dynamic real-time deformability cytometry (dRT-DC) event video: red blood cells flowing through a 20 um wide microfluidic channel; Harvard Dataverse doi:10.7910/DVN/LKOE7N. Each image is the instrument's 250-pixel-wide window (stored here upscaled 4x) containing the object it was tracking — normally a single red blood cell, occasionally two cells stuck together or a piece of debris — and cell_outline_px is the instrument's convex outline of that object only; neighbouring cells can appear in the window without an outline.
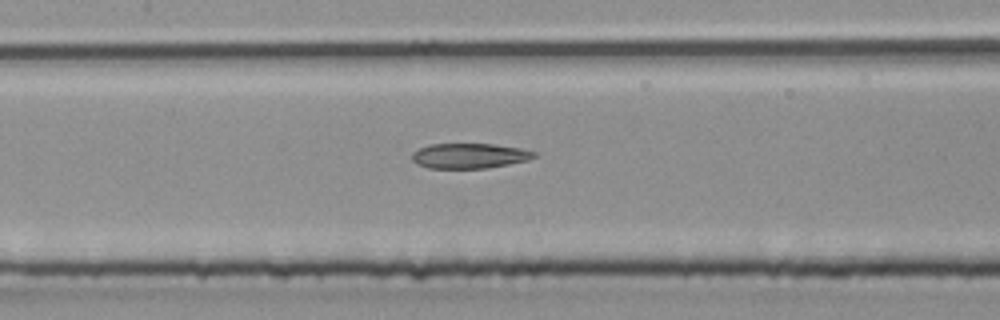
{"species": "common noctule bat (a hibernating species)", "species_latin": "Nyctalus noctula", "temperature_condition": "room temperature", "stored_images_in_passage": 50, "segment_of_instrument_passage": [2, 2], "camera_frame_rate_fps": 3000, "um_per_image_px": 0.085, "animal": {"sex": "male", "body_mass_g": 20.4}, "frame": {"image": 1, "passage_image": 24, "time_ms": 7.667, "image_size_px": [1000, 320], "cell_outline_px": [[536, 156], [528, 160], [488, 168], [428, 168], [416, 164], [412, 160], [412, 152], [420, 148], [432, 144], [496, 144], [520, 148], [536, 152]], "centroid_in_image_um": [39.89, 13.24], "position_along_channel_um": 167.5, "area_um2": 17.86}}
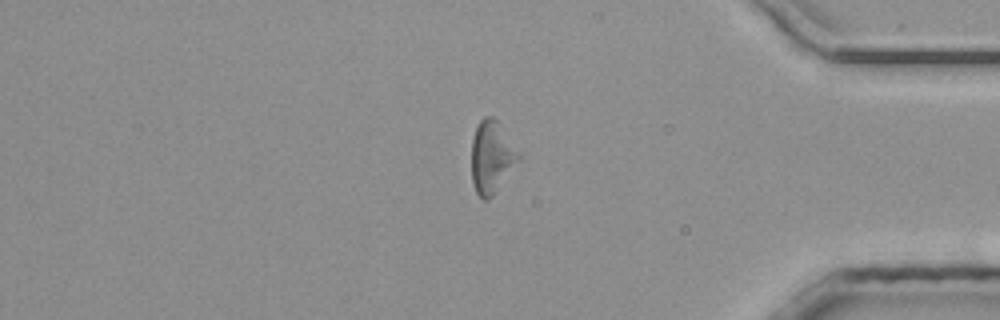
{"frame": {"image": 2, "passage_image": 42, "time_ms": 13.667, "image_size_px": [1000, 320], "cell_outline_px": [[520, 160], [496, 192], [488, 200], [484, 200], [476, 192], [472, 184], [472, 140], [476, 128], [480, 120], [484, 116], [492, 116], [500, 124], [520, 152]], "centroid_in_image_um": [41.8, 13.36], "position_along_channel_um": 393.4, "area_um2": 19.94}}
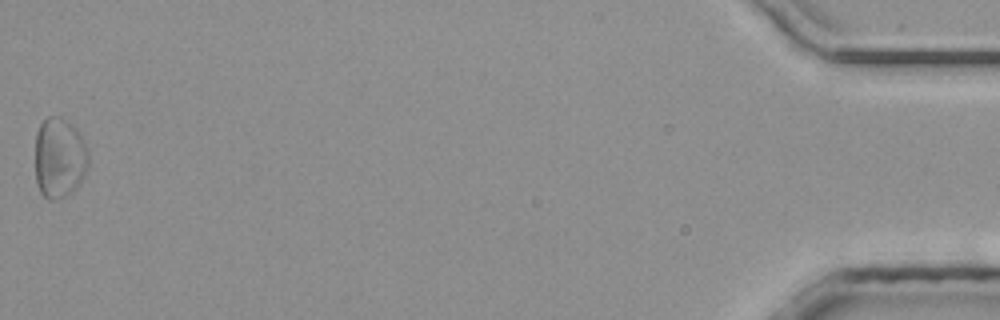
{"frame": {"image": 3, "passage_image": 50, "time_ms": 16.333, "image_size_px": [1000, 320], "cell_outline_px": [[88, 164], [84, 176], [76, 188], [72, 192], [48, 200], [40, 192], [36, 184], [36, 132], [40, 124], [48, 116], [60, 116], [72, 124], [76, 128], [84, 140], [88, 148]], "centroid_in_image_um": [5.05, 13.38], "position_along_channel_um": 430.1, "area_um2": 25.03}}